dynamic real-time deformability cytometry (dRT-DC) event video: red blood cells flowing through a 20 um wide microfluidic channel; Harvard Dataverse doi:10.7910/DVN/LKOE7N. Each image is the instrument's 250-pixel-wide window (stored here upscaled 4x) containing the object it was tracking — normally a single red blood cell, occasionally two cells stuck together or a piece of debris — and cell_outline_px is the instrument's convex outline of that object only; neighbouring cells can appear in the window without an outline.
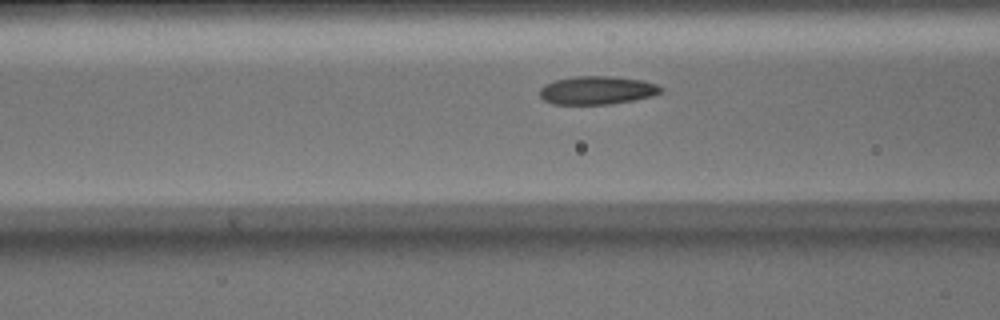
{"species": "Egyptian fruit bat (a non-hibernating species)", "species_latin": "Rousettus aegyptiacus", "temperature_condition": "warm", "stored_images_in_passage": 24, "camera_frame_rate_fps": 3000, "um_per_image_px": 0.085, "animal": {"sex": "male"}, "frame": {"image": 1, "passage_image": 4, "time_ms": 1.0, "image_size_px": [1000, 320], "cell_outline_px": [[664, 88], [660, 92], [652, 96], [612, 104], [552, 104], [544, 100], [540, 96], [540, 88], [544, 84], [552, 80], [576, 76], [612, 76], [640, 80], [656, 84]], "centroid_in_image_um": [50.71, 7.67], "position_along_channel_um": 115.9, "area_um2": 20.0}}
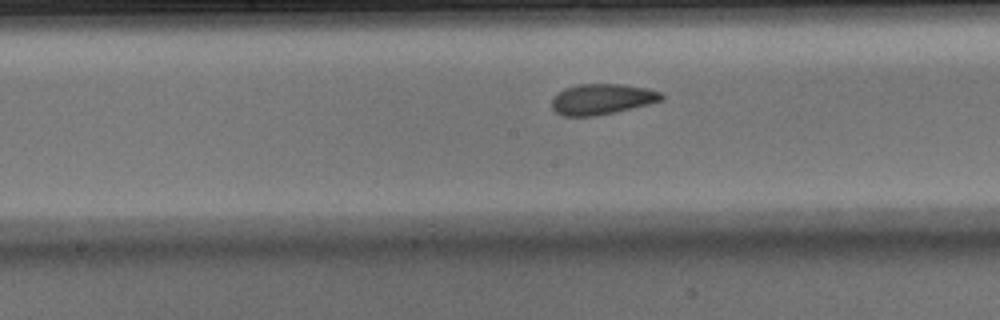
{"frame": {"image": 2, "passage_image": 10, "time_ms": 3.0, "image_size_px": [1000, 320], "cell_outline_px": [[664, 100], [648, 104], [612, 112], [592, 116], [564, 116], [556, 112], [552, 108], [552, 100], [564, 88], [576, 84], [624, 84], [648, 88], [660, 92], [664, 96]], "centroid_in_image_um": [51.18, 8.41], "position_along_channel_um": 197.0, "area_um2": 19.42}}
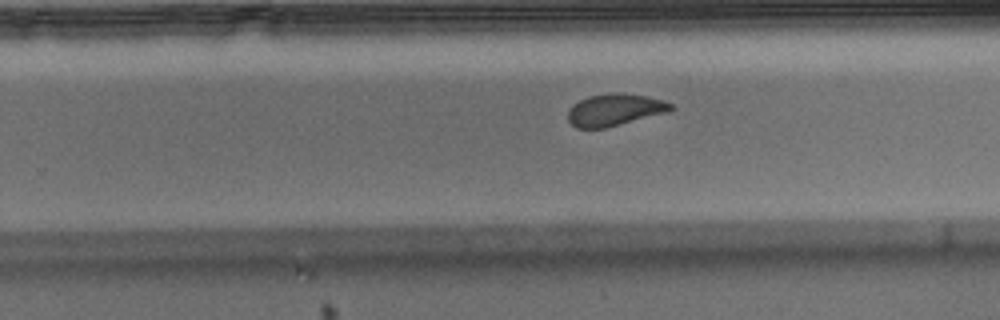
{"frame": {"image": 3, "passage_image": 16, "time_ms": 5.0, "image_size_px": [1000, 320], "cell_outline_px": [[676, 108], [668, 112], [604, 128], [576, 128], [568, 120], [568, 112], [572, 104], [588, 96], [616, 92], [648, 96], [664, 100], [672, 104]], "centroid_in_image_um": [52.27, 9.32], "position_along_channel_um": 277.5, "area_um2": 19.19}}